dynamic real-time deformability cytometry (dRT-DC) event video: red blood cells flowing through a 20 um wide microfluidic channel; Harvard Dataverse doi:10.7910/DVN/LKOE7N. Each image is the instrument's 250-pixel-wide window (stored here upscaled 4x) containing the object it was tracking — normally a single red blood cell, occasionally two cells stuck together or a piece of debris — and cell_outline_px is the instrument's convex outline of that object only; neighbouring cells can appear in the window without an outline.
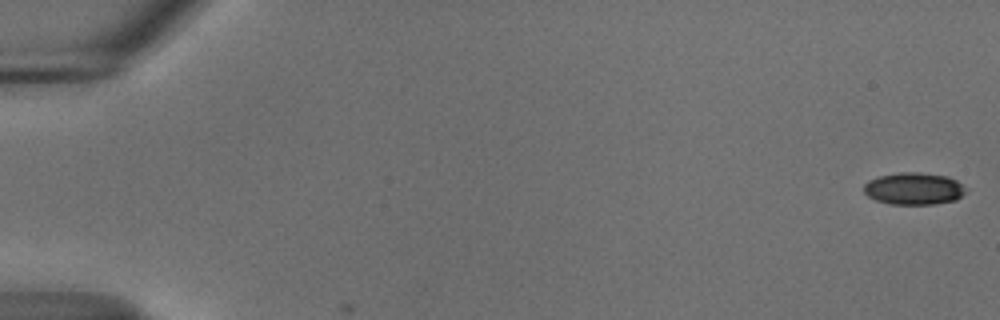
{"species": "common noctule bat (a hibernating species)", "species_latin": "Nyctalus noctula", "temperature_condition": "cold", "stored_images_in_passage": 2, "camera_frame_rate_fps": 3000, "um_per_image_px": 0.085, "animal": {"sex": "male", "body_mass_g": 18.8}, "frame": {"image": 1, "passage_image": 1, "time_ms": 0.0, "image_size_px": [1000, 320], "cell_outline_px": [[968, 188], [956, 200], [932, 204], [892, 204], [876, 200], [868, 196], [864, 192], [864, 184], [868, 180], [880, 176], [900, 172], [920, 172], [948, 176], [956, 180]], "centroid_in_image_um": [77.68, 16.02], "position_along_channel_um": 7.3, "area_um2": 19.07}}